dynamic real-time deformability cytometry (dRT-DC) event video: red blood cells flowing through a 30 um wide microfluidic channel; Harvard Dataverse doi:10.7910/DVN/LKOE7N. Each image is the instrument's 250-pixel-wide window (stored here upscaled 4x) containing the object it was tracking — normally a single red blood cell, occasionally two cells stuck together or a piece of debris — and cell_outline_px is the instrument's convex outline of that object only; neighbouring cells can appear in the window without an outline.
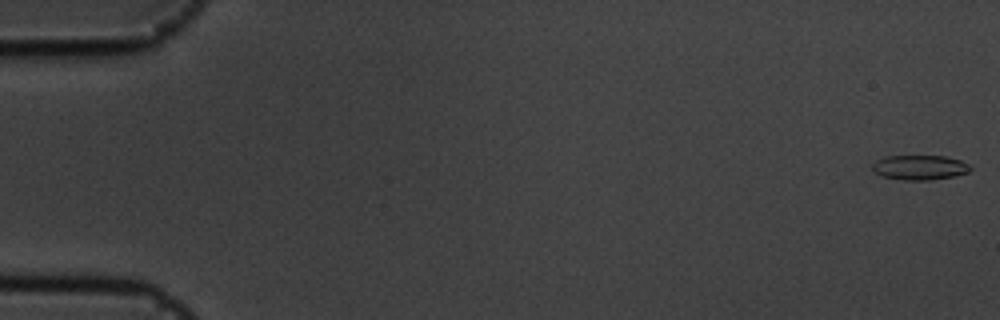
{"species": "common noctule bat (a hibernating species)", "species_latin": "Nyctalus noctula", "temperature_condition": "cold", "stored_images_in_passage": 56, "camera_frame_rate_fps": 3000, "um_per_image_px": 0.085, "animal": {"sex": "male", "body_mass_g": 19.5, "forearm_length_mm": 54.6}, "frame": {"image": 1, "passage_image": 1, "time_ms": 0.0, "image_size_px": [1000, 320], "cell_outline_px": [[972, 168], [968, 172], [956, 176], [928, 180], [904, 180], [880, 176], [872, 168], [872, 164], [876, 160], [884, 156], [944, 156], [960, 160], [968, 164]], "centroid_in_image_um": [78.16, 14.23], "position_along_channel_um": 6.8, "area_um2": 14.16}}
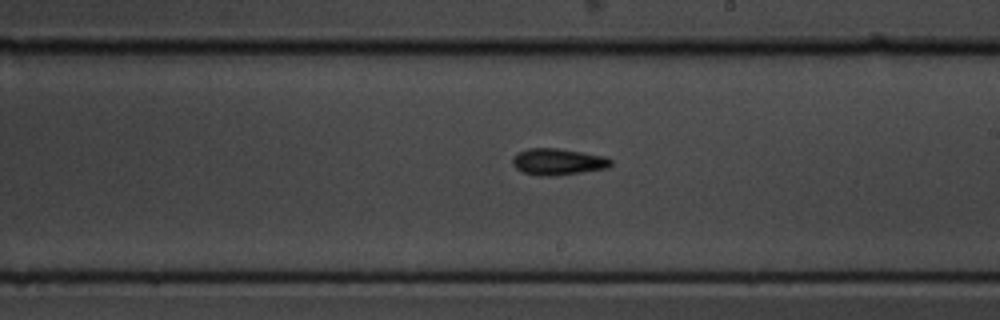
{"frame": {"image": 2, "passage_image": 33, "time_ms": 10.667, "image_size_px": [1000, 320], "cell_outline_px": [[612, 164], [608, 168], [556, 176], [540, 176], [520, 172], [512, 164], [512, 156], [516, 152], [528, 148], [556, 148], [604, 156], [612, 160]], "centroid_in_image_um": [47.37, 13.75], "position_along_channel_um": 241.6, "area_um2": 15.37}}
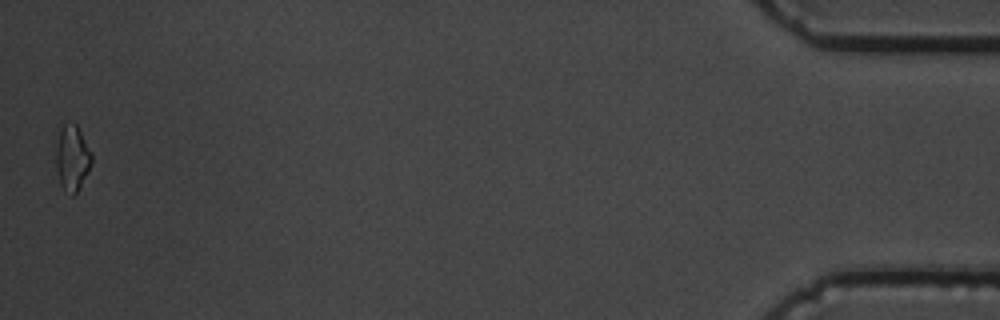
{"frame": {"image": 3, "passage_image": 56, "time_ms": 18.333, "image_size_px": [1000, 320], "cell_outline_px": [[92, 164], [88, 172], [76, 192], [72, 196], [64, 192], [60, 184], [56, 168], [56, 148], [60, 132], [64, 124], [76, 124], [92, 152]], "centroid_in_image_um": [6.15, 13.48], "position_along_channel_um": 429.1, "area_um2": 13.53}, "authors_computed_cell_mechanics": {"area_um2": 13.9298, "velocity_mm_per_s": 3.6071, "shape_relaxation_time_tau1_ms": 6.053, "shape_relaxation_time_tau2_ms": 4.8752, "deformation_change_tau1": 0.1842, "deformation_change_tau2": 0.1393}}